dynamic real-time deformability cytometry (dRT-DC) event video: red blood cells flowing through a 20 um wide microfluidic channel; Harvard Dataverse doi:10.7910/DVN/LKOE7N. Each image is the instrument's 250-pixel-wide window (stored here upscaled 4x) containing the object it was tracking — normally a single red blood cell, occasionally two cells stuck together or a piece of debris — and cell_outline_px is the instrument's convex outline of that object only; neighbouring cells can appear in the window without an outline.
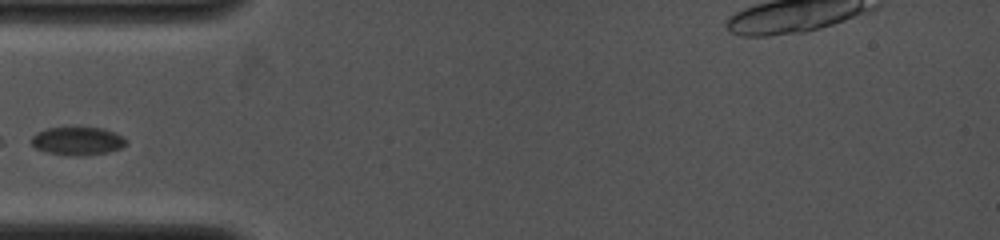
{"species": "common noctule bat (a hibernating species)", "species_latin": "Nyctalus noctula", "temperature_condition": "cold", "stored_images_in_passage": 38, "camera_frame_rate_fps": 4000, "um_per_image_px": 0.085, "animal": {"sex": "female", "body_mass_g": 19.0, "forearm_length_mm": 53.3}, "frame": {"image": 1, "passage_image": 1, "time_ms": 0.0, "image_size_px": [1000, 240], "cell_outline_px": [[128, 140], [120, 148], [108, 152], [80, 156], [76, 156], [48, 152], [36, 148], [28, 140], [36, 132], [48, 128], [72, 124], [104, 128], [116, 132], [124, 136]], "centroid_in_image_um": [6.58, 11.92], "position_along_channel_um": 78.4, "area_um2": 16.36}}
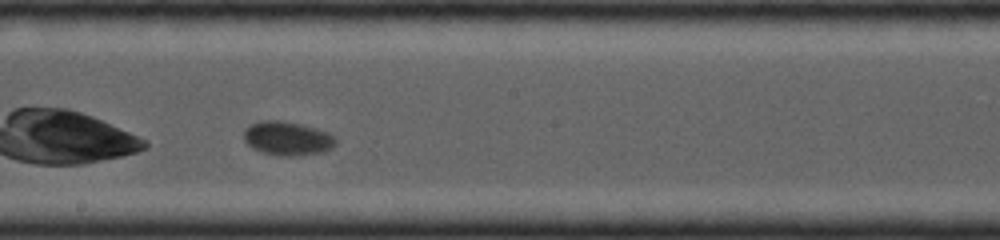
{"frame": {"image": 2, "passage_image": 14, "time_ms": 3.5, "image_size_px": [1000, 240], "cell_outline_px": [[336, 144], [332, 148], [324, 152], [296, 156], [280, 156], [264, 152], [252, 148], [244, 140], [244, 132], [252, 124], [260, 120], [280, 120], [300, 124], [316, 128], [328, 132], [336, 136]], "centroid_in_image_um": [24.48, 11.77], "position_along_channel_um": 223.7, "area_um2": 18.21}}
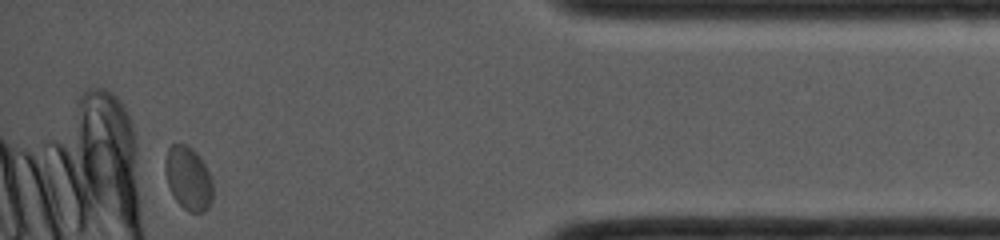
{"frame": {"image": 3, "passage_image": 35, "time_ms": 9.0, "image_size_px": [1000, 240], "cell_outline_px": [[212, 200], [208, 208], [204, 212], [188, 212], [176, 200], [168, 184], [164, 168], [164, 164], [168, 148], [172, 144], [184, 144], [192, 148], [196, 152], [204, 164], [212, 180]], "centroid_in_image_um": [16.0, 15.16], "position_along_channel_um": 419.2, "area_um2": 17.46}}